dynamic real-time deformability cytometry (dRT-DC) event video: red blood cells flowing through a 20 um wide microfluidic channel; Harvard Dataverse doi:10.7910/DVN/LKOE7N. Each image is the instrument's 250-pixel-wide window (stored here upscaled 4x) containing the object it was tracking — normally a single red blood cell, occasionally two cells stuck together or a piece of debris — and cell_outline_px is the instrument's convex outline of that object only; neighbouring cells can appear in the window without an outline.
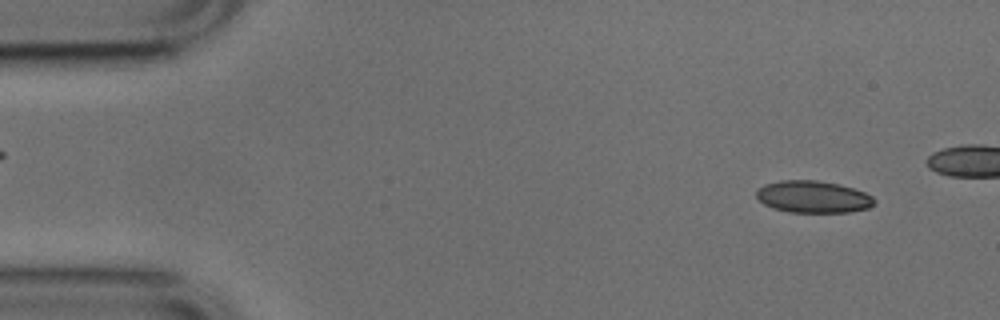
{"species": "common noctule bat (a hibernating species)", "species_latin": "Nyctalus noctula", "temperature_condition": "cold", "stored_images_in_passage": 45, "camera_frame_rate_fps": 3000, "um_per_image_px": 0.085, "animal": {"sex": "male", "body_mass_g": 17.9, "forearm_length_mm": 54.2}, "frame": {"image": 1, "passage_image": 4, "time_ms": 1.0, "image_size_px": [1000, 320], "cell_outline_px": [[876, 204], [868, 208], [852, 212], [788, 212], [772, 208], [764, 204], [756, 196], [756, 192], [764, 184], [780, 180], [816, 180], [840, 184], [864, 192], [872, 196], [876, 200]], "centroid_in_image_um": [69.13, 16.73], "position_along_channel_um": 15.9, "area_um2": 22.14}}
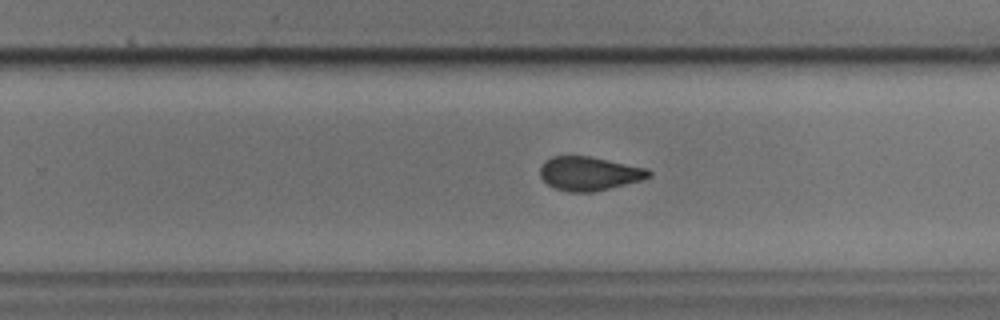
{"frame": {"image": 2, "passage_image": 32, "time_ms": 10.333, "image_size_px": [1000, 320], "cell_outline_px": [[652, 176], [640, 180], [592, 192], [568, 192], [556, 188], [548, 184], [540, 176], [540, 168], [544, 160], [552, 156], [592, 156], [648, 168], [652, 172]], "centroid_in_image_um": [50.08, 14.73], "position_along_channel_um": 279.7, "area_um2": 21.44}}
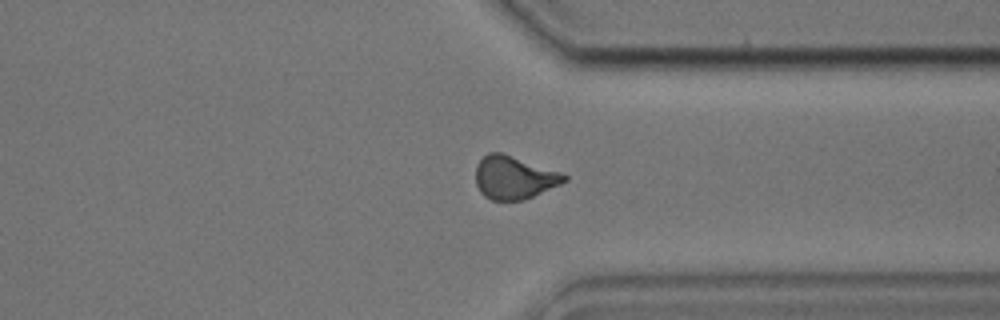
{"frame": {"image": 3, "passage_image": 39, "time_ms": 12.667, "image_size_px": [1000, 320], "cell_outline_px": [[568, 180], [560, 184], [524, 200], [492, 200], [484, 196], [480, 192], [476, 184], [476, 164], [488, 152], [500, 152], [560, 172], [568, 176]], "centroid_in_image_um": [43.67, 15.1], "position_along_channel_um": 367.7, "area_um2": 22.02}, "authors_computed_cell_mechanics": {"area_um2": 22.1374, "velocity_mm_per_s": 3.812, "shape_relaxation_time_tau1_ms": 5.3413, "shape_relaxation_time_tau2_ms": 1.8242, "deformation_change_tau1": 0.1372, "deformation_change_tau2": 0.0808}}